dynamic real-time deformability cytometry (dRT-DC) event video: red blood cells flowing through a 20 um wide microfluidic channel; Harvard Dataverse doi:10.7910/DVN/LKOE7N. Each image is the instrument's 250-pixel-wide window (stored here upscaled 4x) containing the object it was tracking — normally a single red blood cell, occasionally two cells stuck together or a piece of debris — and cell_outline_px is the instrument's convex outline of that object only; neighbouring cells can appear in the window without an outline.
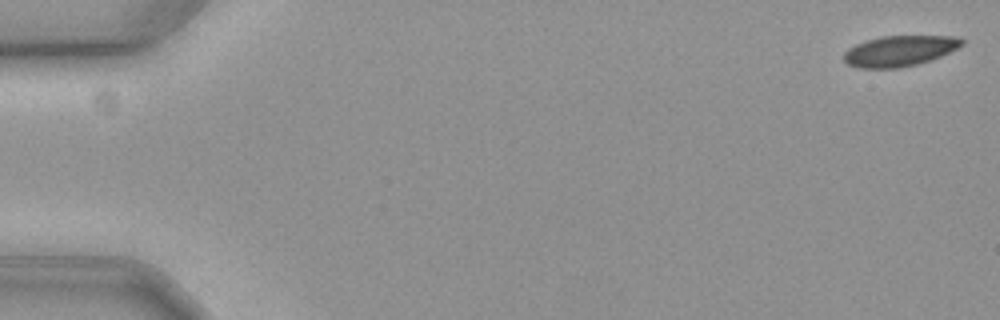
{"species": "common noctule bat (a hibernating species)", "species_latin": "Nyctalus noctula", "temperature_condition": "cold", "stored_images_in_passage": 14, "camera_frame_rate_fps": 3000, "um_per_image_px": 0.085, "animal": {"sex": "female", "body_mass_g": 19.3, "forearm_length_mm": 54.1}, "frame": {"image": 1, "passage_image": 2, "time_ms": 0.333, "image_size_px": [1000, 320], "cell_outline_px": [[964, 44], [940, 56], [916, 64], [900, 68], [860, 68], [848, 64], [844, 60], [844, 52], [848, 48], [856, 44], [880, 36], [956, 36], [964, 40]], "centroid_in_image_um": [76.44, 4.32], "position_along_channel_um": 8.6, "area_um2": 20.87}}